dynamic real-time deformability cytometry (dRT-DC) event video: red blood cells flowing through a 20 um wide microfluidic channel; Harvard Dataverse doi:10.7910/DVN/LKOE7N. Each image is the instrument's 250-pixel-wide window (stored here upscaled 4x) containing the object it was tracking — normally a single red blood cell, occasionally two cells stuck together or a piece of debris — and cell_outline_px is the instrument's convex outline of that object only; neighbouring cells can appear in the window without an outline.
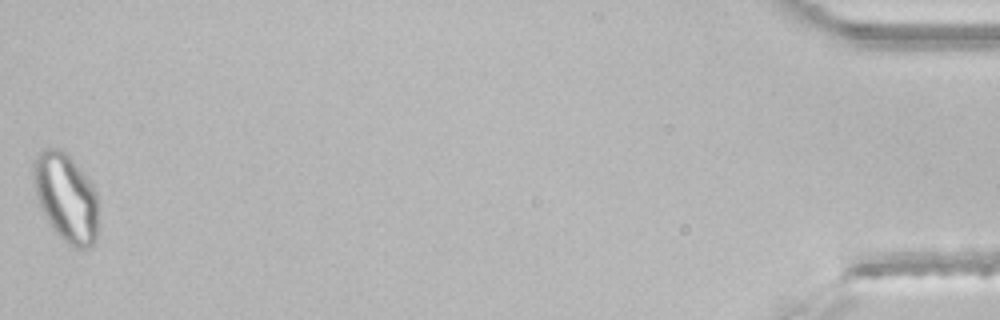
{"species": "common noctule bat (a hibernating species)", "species_latin": "Nyctalus noctula", "temperature_condition": "room temperature", "stored_images_in_passage": 48, "segment_of_instrument_passage": [2, 2], "camera_frame_rate_fps": 3000, "um_per_image_px": 0.085, "animal": {"sex": "male", "body_mass_g": 21.5, "forearm_length_mm": 52.0}, "frame": {"image": 1, "passage_image": 48, "time_ms": 15.667, "image_size_px": [1000, 320], "cell_outline_px": [[100, 204], [96, 240], [92, 248], [84, 252], [72, 248], [52, 228], [36, 196], [32, 164], [36, 152], [44, 148], [60, 148], [68, 152], [88, 180], [96, 192], [100, 200]], "centroid_in_image_um": [5.66, 16.81], "position_along_channel_um": 429.5, "area_um2": 34.28}}